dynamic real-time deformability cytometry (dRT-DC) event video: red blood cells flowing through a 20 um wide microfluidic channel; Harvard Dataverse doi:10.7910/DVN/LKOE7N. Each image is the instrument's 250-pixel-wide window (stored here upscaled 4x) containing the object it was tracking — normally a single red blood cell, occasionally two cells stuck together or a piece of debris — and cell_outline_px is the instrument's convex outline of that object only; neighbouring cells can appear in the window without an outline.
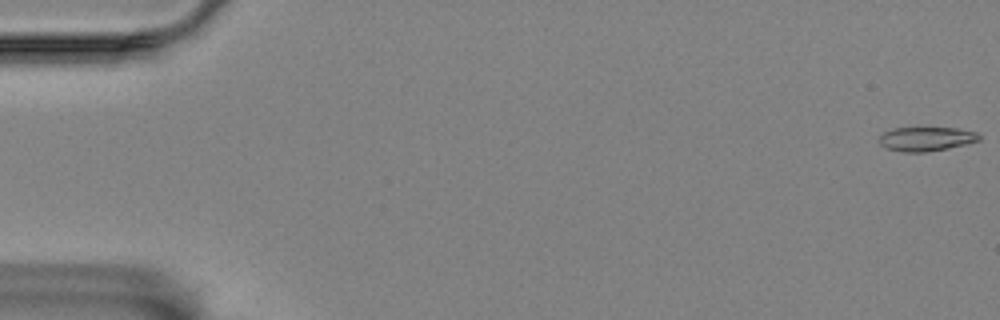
{"species": "Egyptian fruit bat (a non-hibernating species)", "species_latin": "Rousettus aegyptiacus", "temperature_condition": "room temperature", "stored_images_in_passage": 59, "camera_frame_rate_fps": 3000, "um_per_image_px": 0.085, "animal": {"sex": "female"}, "frame": {"image": 1, "passage_image": 1, "time_ms": 0.0, "image_size_px": [1000, 320], "cell_outline_px": [[980, 140], [968, 144], [948, 148], [924, 152], [904, 152], [888, 148], [880, 144], [880, 136], [884, 132], [892, 128], [956, 128], [976, 132], [980, 136]], "centroid_in_image_um": [78.75, 11.81], "position_along_channel_um": 6.2, "area_um2": 13.93}}
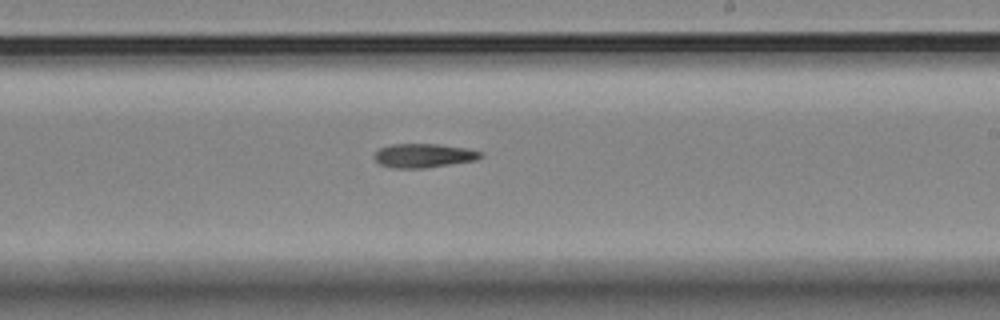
{"frame": {"image": 2, "passage_image": 35, "time_ms": 11.333, "image_size_px": [1000, 320], "cell_outline_px": [[484, 156], [476, 160], [424, 168], [392, 168], [380, 164], [372, 156], [380, 148], [392, 144], [436, 144], [468, 148], [484, 152]], "centroid_in_image_um": [36.04, 13.22], "position_along_channel_um": 253.0, "area_um2": 14.91}}
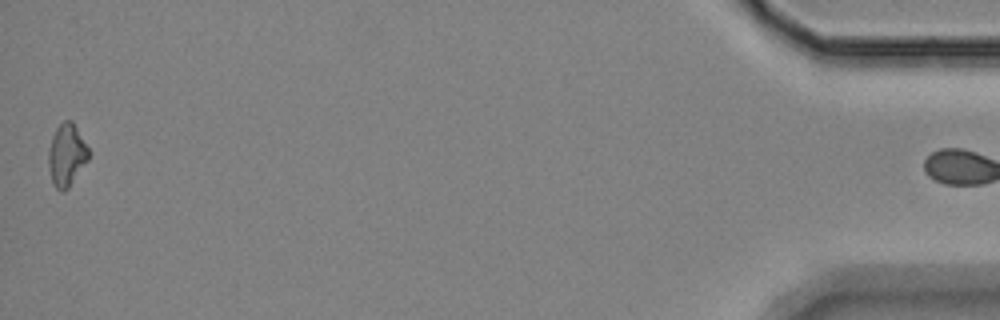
{"frame": {"image": 3, "passage_image": 58, "time_ms": 19.0, "image_size_px": [1000, 320], "cell_outline_px": [[88, 160], [68, 188], [64, 192], [60, 192], [52, 184], [48, 164], [48, 152], [52, 136], [56, 128], [64, 120], [72, 120], [88, 148]], "centroid_in_image_um": [5.64, 13.19], "position_along_channel_um": 429.6, "area_um2": 14.51}}